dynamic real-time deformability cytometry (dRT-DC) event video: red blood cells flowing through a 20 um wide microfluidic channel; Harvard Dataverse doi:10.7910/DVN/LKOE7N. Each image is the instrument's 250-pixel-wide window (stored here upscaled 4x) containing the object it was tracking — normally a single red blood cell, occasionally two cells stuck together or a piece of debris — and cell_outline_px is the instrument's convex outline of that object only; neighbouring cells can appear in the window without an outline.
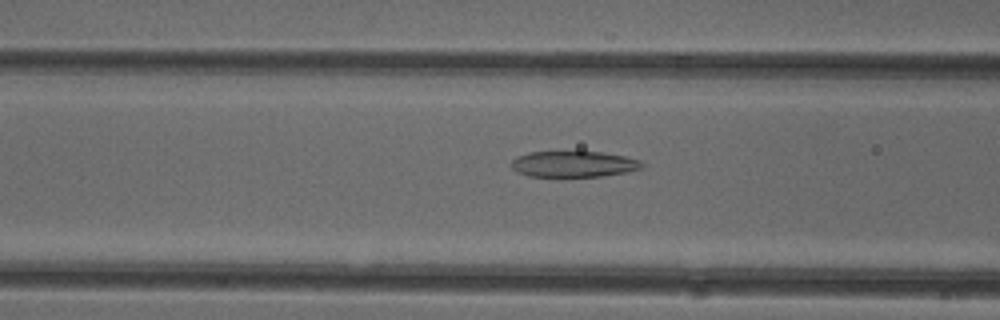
{"species": "common noctule bat (a hibernating species)", "species_latin": "Nyctalus noctula", "temperature_condition": "cold", "stored_images_in_passage": 51, "camera_frame_rate_fps": 3000, "um_per_image_px": 0.085, "animal": {"sex": "female"}, "frame": {"image": 1, "passage_image": 20, "time_ms": 6.333, "image_size_px": [1000, 320], "cell_outline_px": [[644, 164], [640, 168], [628, 172], [600, 176], [528, 176], [516, 172], [512, 168], [512, 160], [516, 156], [528, 152], [604, 152], [624, 156], [640, 160]], "centroid_in_image_um": [48.74, 13.94], "position_along_channel_um": 117.9, "area_um2": 19.71}}
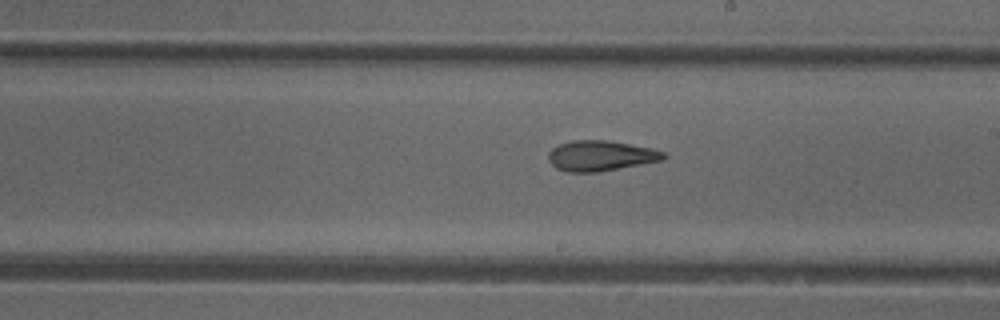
{"frame": {"image": 2, "passage_image": 29, "time_ms": 9.333, "image_size_px": [1000, 320], "cell_outline_px": [[668, 156], [664, 160], [600, 172], [568, 172], [556, 168], [548, 160], [548, 152], [552, 148], [560, 144], [572, 140], [608, 140], [652, 148], [664, 152]], "centroid_in_image_um": [51.07, 13.24], "position_along_channel_um": 237.9, "area_um2": 20.58}}
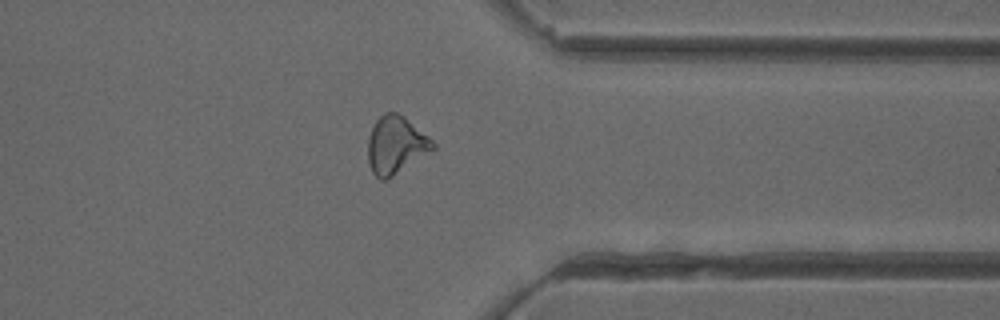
{"frame": {"image": 3, "passage_image": 40, "time_ms": 13.0, "image_size_px": [1000, 320], "cell_outline_px": [[436, 148], [392, 176], [384, 180], [380, 180], [372, 172], [368, 160], [368, 136], [376, 120], [384, 112], [396, 112], [404, 116], [428, 136], [436, 144]], "centroid_in_image_um": [33.63, 12.31], "position_along_channel_um": 377.8, "area_um2": 21.62}, "authors_computed_cell_mechanics": {"area_um2": 21.7906, "velocity_mm_per_s": 3.9982, "shape_relaxation_time_tau1_ms": null, "shape_relaxation_time_tau2_ms": 3.6381, "deformation_change_tau1": null, "deformation_change_tau2": 0.128}}